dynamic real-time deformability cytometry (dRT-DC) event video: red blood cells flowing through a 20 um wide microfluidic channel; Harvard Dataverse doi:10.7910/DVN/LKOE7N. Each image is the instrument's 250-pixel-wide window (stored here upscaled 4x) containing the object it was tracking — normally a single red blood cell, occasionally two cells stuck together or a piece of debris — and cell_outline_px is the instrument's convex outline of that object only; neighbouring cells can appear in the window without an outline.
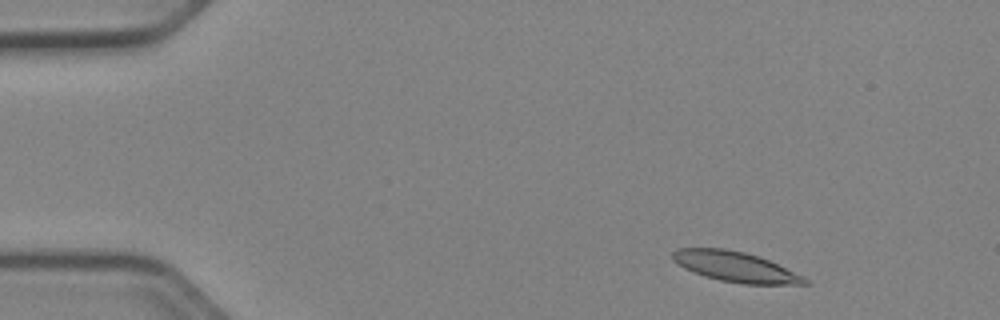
{"species": "Egyptian fruit bat (a non-hibernating species)", "species_latin": "Rousettus aegyptiacus", "temperature_condition": "cold", "stored_images_in_passage": 48, "camera_frame_rate_fps": 3000, "um_per_image_px": 0.085, "animal": {"sex": "female"}, "frame": {"image": 1, "passage_image": 3, "time_ms": 0.667, "image_size_px": [1000, 320], "cell_outline_px": [[812, 284], [744, 284], [720, 280], [704, 276], [684, 268], [672, 256], [672, 252], [676, 248], [724, 248], [744, 252], [760, 256], [804, 276]], "centroid_in_image_um": [62.55, 22.67], "position_along_channel_um": 22.5, "area_um2": 23.12}}
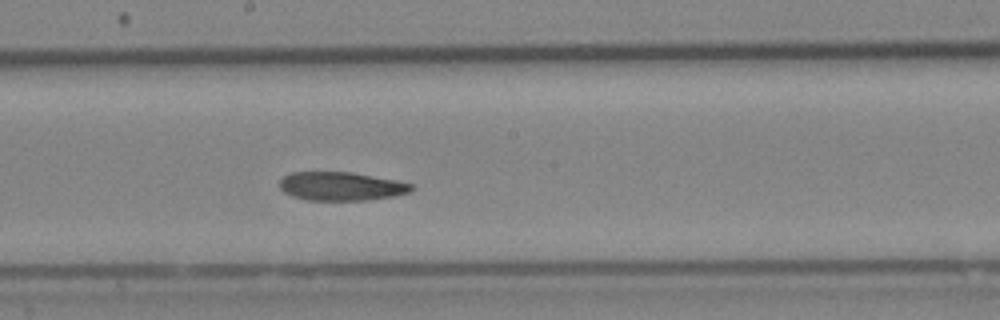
{"frame": {"image": 2, "passage_image": 25, "time_ms": 8.0, "image_size_px": [1000, 320], "cell_outline_px": [[416, 188], [412, 192], [392, 196], [364, 200], [308, 200], [292, 196], [284, 192], [280, 188], [280, 180], [284, 176], [292, 172], [352, 172], [396, 180], [412, 184]], "centroid_in_image_um": [29.02, 15.83], "position_along_channel_um": 219.2, "area_um2": 21.96}}
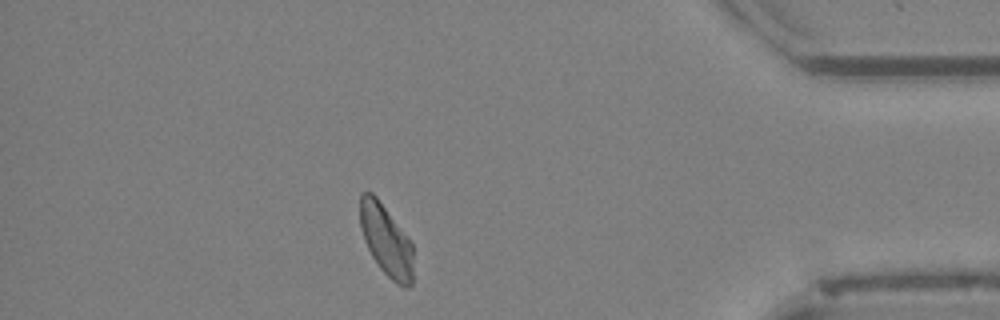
{"frame": {"image": 3, "passage_image": 42, "time_ms": 13.667, "image_size_px": [1000, 320], "cell_outline_px": [[412, 284], [408, 288], [404, 288], [396, 284], [380, 268], [372, 256], [364, 240], [360, 224], [360, 196], [364, 192], [372, 192], [376, 196], [412, 244]], "centroid_in_image_um": [32.81, 20.46], "position_along_channel_um": 402.4, "area_um2": 21.68}, "authors_computed_cell_mechanics": {"area_um2": 23.1778, "velocity_mm_per_s": 3.9103, "shape_relaxation_time_tau1_ms": 6.1802, "shape_relaxation_time_tau2_ms": 5.5068, "deformation_change_tau1": 0.184, "deformation_change_tau2": 0.133}}